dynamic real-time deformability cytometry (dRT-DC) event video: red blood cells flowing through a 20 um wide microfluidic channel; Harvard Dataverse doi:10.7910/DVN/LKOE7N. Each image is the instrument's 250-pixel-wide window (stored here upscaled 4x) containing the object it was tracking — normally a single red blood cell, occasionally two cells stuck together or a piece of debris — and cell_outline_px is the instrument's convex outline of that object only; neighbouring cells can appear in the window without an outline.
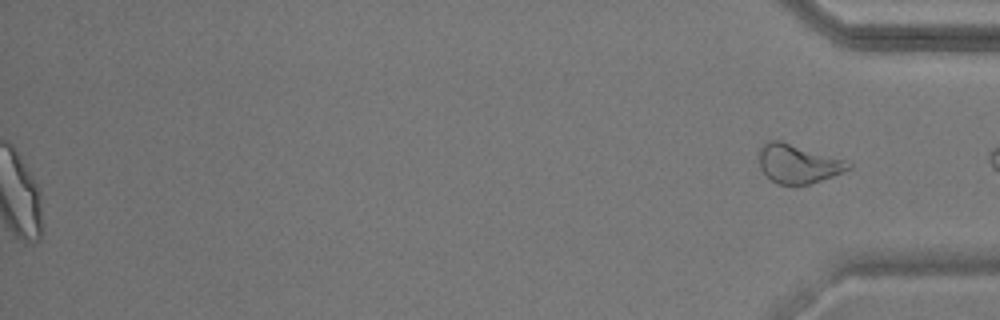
{"species": "common noctule bat (a hibernating species)", "species_latin": "Nyctalus noctula", "temperature_condition": "warm", "stored_images_in_passage": 56, "segment_of_instrument_passage": [2, 2], "camera_frame_rate_fps": 3000, "um_per_image_px": 0.085, "animal": {"sex": "male", "body_mass_g": 17.9}, "frame": {"image": 1, "passage_image": 56, "time_ms": 18.333, "image_size_px": [1000, 320], "cell_outline_px": [[852, 168], [844, 172], [808, 184], [780, 184], [772, 180], [760, 168], [760, 148], [764, 140], [780, 140], [848, 160], [852, 164]], "centroid_in_image_um": [67.87, 13.89], "position_along_channel_um": 367.3, "area_um2": 20.23}}